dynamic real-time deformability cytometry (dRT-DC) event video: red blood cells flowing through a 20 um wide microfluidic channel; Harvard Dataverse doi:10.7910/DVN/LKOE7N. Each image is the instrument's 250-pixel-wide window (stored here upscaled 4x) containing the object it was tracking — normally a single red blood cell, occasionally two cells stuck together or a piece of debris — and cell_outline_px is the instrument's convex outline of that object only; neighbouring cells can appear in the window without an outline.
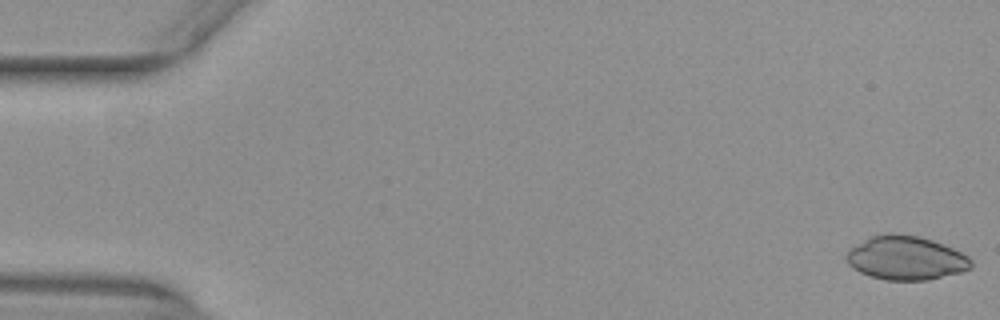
{"species": "common noctule bat (a hibernating species)", "species_latin": "Nyctalus noctula", "temperature_condition": "warm", "stored_images_in_passage": 52, "camera_frame_rate_fps": 3000, "um_per_image_px": 0.085, "animal": {"sex": "female", "body_mass_g": 29.2, "forearm_length_mm": 56.3}, "frame": {"image": 1, "passage_image": 1, "time_ms": 0.0, "image_size_px": [1000, 320], "cell_outline_px": [[972, 268], [960, 272], [928, 280], [884, 280], [868, 276], [852, 268], [844, 260], [844, 256], [848, 248], [872, 236], [888, 232], [892, 232], [920, 236], [944, 244], [968, 256], [972, 260]], "centroid_in_image_um": [76.95, 21.92], "position_along_channel_um": 8.0, "area_um2": 32.31}}